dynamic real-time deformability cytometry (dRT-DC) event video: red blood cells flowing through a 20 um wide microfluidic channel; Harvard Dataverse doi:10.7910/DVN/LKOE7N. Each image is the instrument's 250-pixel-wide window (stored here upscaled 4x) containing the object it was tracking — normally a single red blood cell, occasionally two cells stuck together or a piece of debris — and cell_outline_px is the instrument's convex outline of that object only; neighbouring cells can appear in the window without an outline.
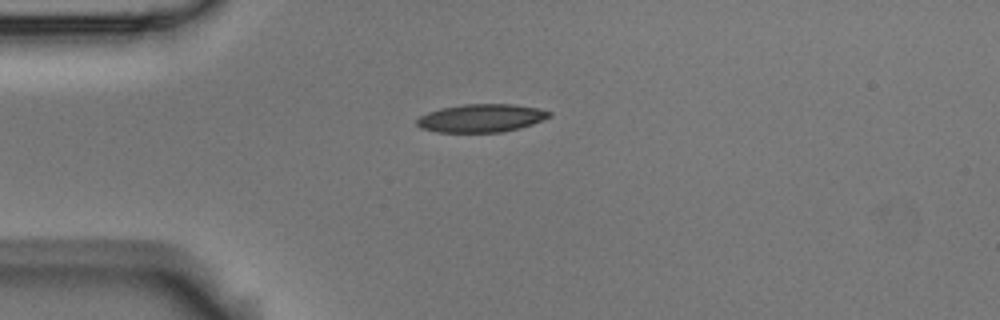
{"species": "Egyptian fruit bat (a non-hibernating species)", "species_latin": "Rousettus aegyptiacus", "temperature_condition": "room temperature", "stored_images_in_passage": 1, "camera_frame_rate_fps": 3000, "um_per_image_px": 0.085, "animal": {"sex": "male"}, "frame": {"image": 1, "passage_image": 1, "time_ms": 0.0, "image_size_px": [1000, 320], "cell_outline_px": [[552, 116], [532, 124], [520, 128], [504, 132], [436, 132], [420, 128], [416, 124], [416, 120], [420, 116], [428, 112], [440, 108], [464, 104], [516, 104], [536, 108], [552, 112]], "centroid_in_image_um": [40.9, 10.04], "position_along_channel_um": 44.1, "area_um2": 21.79}}